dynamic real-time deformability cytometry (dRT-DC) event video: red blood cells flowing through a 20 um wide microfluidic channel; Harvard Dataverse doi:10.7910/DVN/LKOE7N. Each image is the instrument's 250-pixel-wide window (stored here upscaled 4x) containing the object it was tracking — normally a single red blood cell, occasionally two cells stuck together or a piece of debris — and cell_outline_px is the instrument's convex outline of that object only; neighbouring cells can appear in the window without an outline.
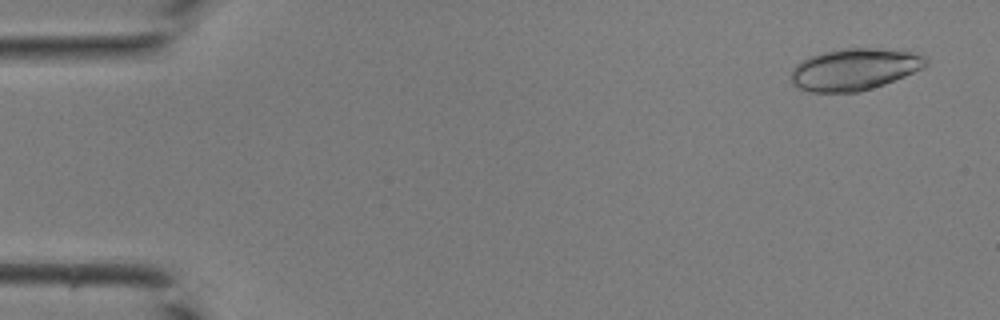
{"species": "common noctule bat (a hibernating species)", "species_latin": "Nyctalus noctula", "temperature_condition": "room temperature", "stored_images_in_passage": 41, "camera_frame_rate_fps": 3000, "um_per_image_px": 0.085, "animal": {"sex": "male", "body_mass_g": 19.0, "forearm_length_mm": 50.8}, "frame": {"image": 1, "passage_image": 2, "time_ms": 0.333, "image_size_px": [1000, 320], "cell_outline_px": [[928, 64], [924, 68], [884, 84], [856, 92], [808, 92], [796, 88], [792, 84], [792, 68], [800, 60], [808, 56], [824, 52], [844, 48], [868, 48], [912, 52], [924, 56], [928, 60]], "centroid_in_image_um": [72.58, 5.89], "position_along_channel_um": 12.4, "area_um2": 32.77}}